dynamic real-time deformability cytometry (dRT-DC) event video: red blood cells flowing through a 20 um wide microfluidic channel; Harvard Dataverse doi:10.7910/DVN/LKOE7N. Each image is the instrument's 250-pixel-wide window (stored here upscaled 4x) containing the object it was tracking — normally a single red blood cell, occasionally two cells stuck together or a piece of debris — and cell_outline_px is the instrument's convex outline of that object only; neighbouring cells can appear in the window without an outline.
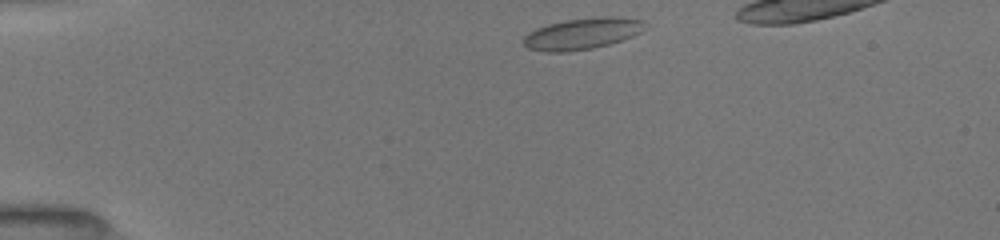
{"species": "common noctule bat (a hibernating species)", "species_latin": "Nyctalus noctula", "temperature_condition": "room temperature", "stored_images_in_passage": 6, "camera_frame_rate_fps": 3000, "um_per_image_px": 0.085, "animal": {"sex": "female", "body_mass_g": 19.5, "forearm_length_mm": 54.1}, "frame": {"image": 1, "passage_image": 1, "time_ms": 0.0, "image_size_px": [1000, 240], "cell_outline_px": [[644, 20], [640, 32], [632, 36], [608, 44], [592, 48], [568, 52], [544, 52], [528, 48], [524, 44], [524, 36], [528, 32], [536, 28], [548, 24], [564, 20], [600, 16], [612, 16]], "centroid_in_image_um": [49.43, 2.86], "position_along_channel_um": 35.6, "area_um2": 22.02}}
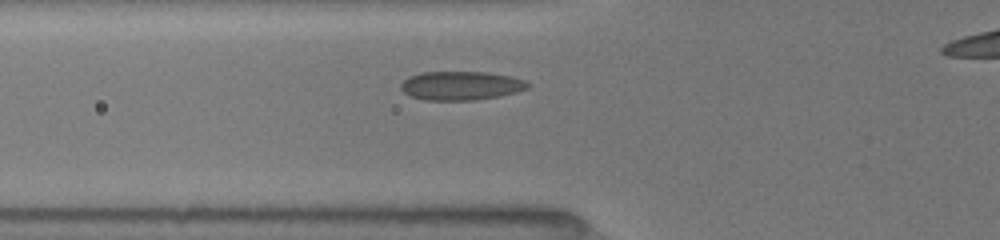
{"frame": {"image": 2, "passage_image": 5, "time_ms": 2.667, "image_size_px": [1000, 240], "cell_outline_px": [[532, 84], [528, 88], [516, 92], [500, 96], [476, 100], [424, 100], [408, 96], [400, 88], [400, 84], [408, 76], [424, 72], [488, 72], [512, 76], [524, 80]], "centroid_in_image_um": [39.18, 7.28], "position_along_channel_um": 86.6, "area_um2": 21.56}}